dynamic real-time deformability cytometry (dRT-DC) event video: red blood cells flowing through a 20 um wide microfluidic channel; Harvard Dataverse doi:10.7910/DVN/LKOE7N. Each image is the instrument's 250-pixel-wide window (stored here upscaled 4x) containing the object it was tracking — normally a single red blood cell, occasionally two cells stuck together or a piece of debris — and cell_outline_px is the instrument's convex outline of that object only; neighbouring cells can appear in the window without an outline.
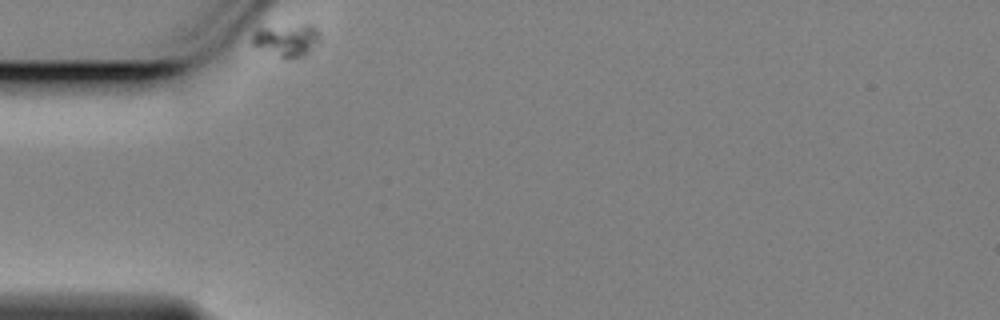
{"species": "Egyptian fruit bat (a non-hibernating species)", "species_latin": "Rousettus aegyptiacus", "temperature_condition": "cold", "stored_images_in_passage": 47, "camera_frame_rate_fps": 3000, "um_per_image_px": 0.085, "animal": {"sex": "female"}, "frame": {"image": 1, "passage_image": 1, "time_ms": 0.0, "image_size_px": [1000, 320], "cell_outline_px": [[320, 40], [304, 56], [288, 60], [284, 60], [256, 48], [252, 44], [252, 32], [256, 24], [312, 24], [320, 32]], "centroid_in_image_um": [24.27, 3.36], "position_along_channel_um": 60.7, "area_um2": 14.1}}
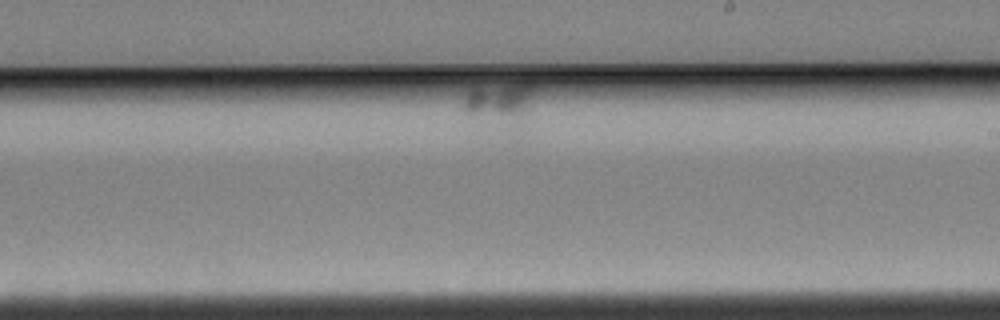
{"frame": {"image": 2, "passage_image": 29, "time_ms": 9.333, "image_size_px": [1000, 320], "cell_outline_px": [[532, 88], [520, 128], [516, 140], [512, 144], [508, 144], [472, 116], [464, 108], [464, 100], [468, 92], [476, 88], [512, 84], [532, 84]], "centroid_in_image_um": [42.48, 9.21], "position_along_channel_um": 246.5, "area_um2": 19.31}}
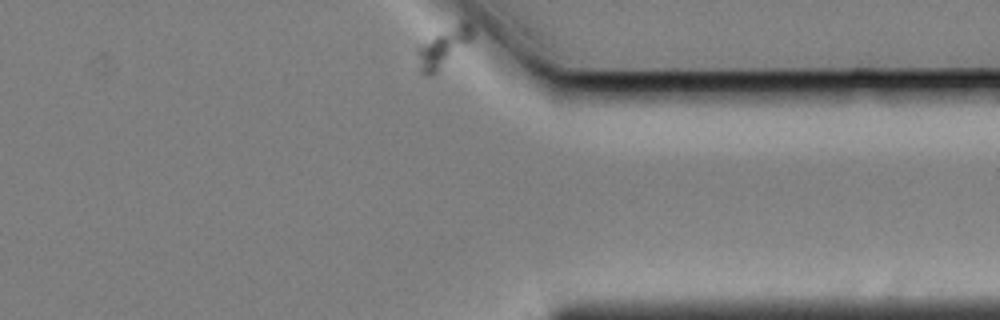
{"frame": {"image": 3, "passage_image": 47, "time_ms": 15.333, "image_size_px": [1000, 320], "cell_outline_px": [[476, 32], [472, 40], [468, 44], [432, 76], [424, 76], [420, 72], [416, 52], [416, 44], [460, 20], [468, 20], [476, 28]], "centroid_in_image_um": [37.7, 3.96], "position_along_channel_um": 373.7, "area_um2": 13.47}}